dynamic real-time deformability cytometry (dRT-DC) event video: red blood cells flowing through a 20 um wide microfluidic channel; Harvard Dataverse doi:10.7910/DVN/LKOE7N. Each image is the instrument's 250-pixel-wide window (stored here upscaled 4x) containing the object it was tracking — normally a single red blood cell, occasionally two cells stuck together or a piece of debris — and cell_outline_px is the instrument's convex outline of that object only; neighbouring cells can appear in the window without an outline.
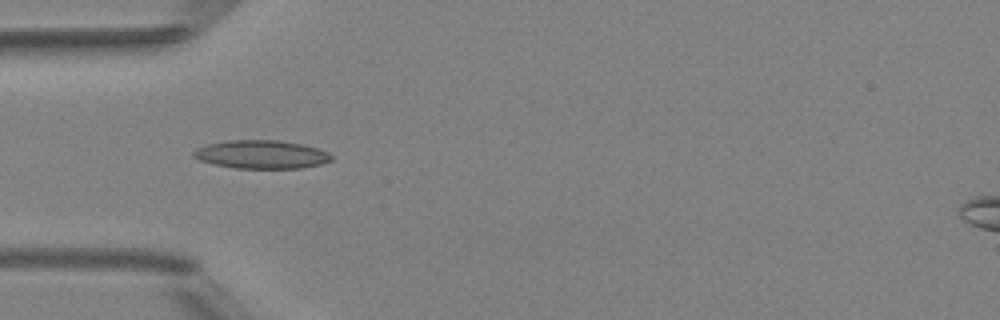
{"species": "Egyptian fruit bat (a non-hibernating species)", "species_latin": "Rousettus aegyptiacus", "temperature_condition": "room temperature", "stored_images_in_passage": 2, "camera_frame_rate_fps": 3000, "um_per_image_px": 0.085, "animal": {"sex": "female"}, "frame": {"image": 1, "passage_image": 1, "time_ms": 0.0, "image_size_px": [1000, 320], "cell_outline_px": [[332, 160], [320, 164], [300, 168], [236, 168], [212, 164], [200, 160], [192, 156], [192, 152], [196, 148], [208, 144], [228, 140], [280, 140], [300, 144], [316, 148], [328, 152], [332, 156]], "centroid_in_image_um": [22.19, 13.12], "position_along_channel_um": 62.8, "area_um2": 22.72}}
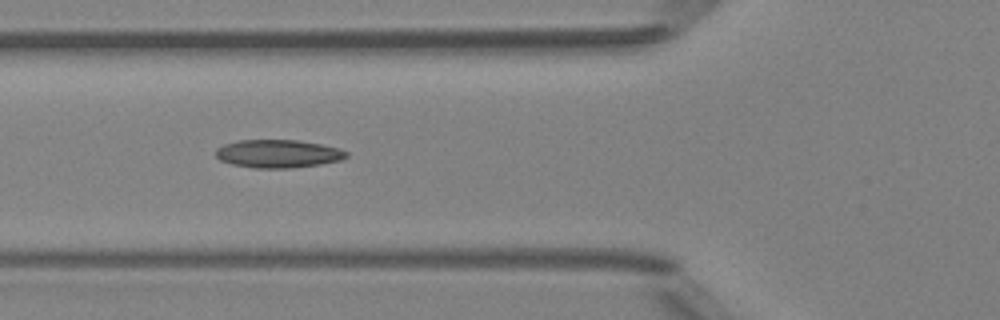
{"frame": {"image": 2, "passage_image": 2, "time_ms": 1.0, "image_size_px": [1000, 320], "cell_outline_px": [[348, 156], [340, 160], [320, 164], [288, 168], [252, 168], [232, 164], [220, 160], [216, 156], [216, 148], [224, 144], [240, 140], [300, 140], [340, 148], [348, 152]], "centroid_in_image_um": [23.63, 13.06], "position_along_channel_um": 102.2, "area_um2": 21.39}}